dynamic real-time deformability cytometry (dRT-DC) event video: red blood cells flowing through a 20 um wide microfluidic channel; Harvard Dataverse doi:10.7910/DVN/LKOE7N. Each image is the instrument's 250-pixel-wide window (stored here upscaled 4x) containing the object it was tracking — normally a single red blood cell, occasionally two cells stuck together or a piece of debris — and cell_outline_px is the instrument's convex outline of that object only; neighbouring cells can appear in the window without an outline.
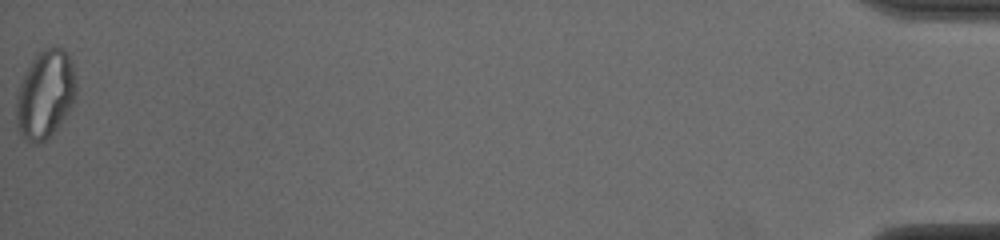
{"species": "common noctule bat (a hibernating species)", "species_latin": "Nyctalus noctula", "temperature_condition": "cold", "stored_images_in_passage": 51, "segment_of_instrument_passage": [2, 2], "camera_frame_rate_fps": 3000, "um_per_image_px": 0.085, "animal": {"sex": "male", "body_mass_g": 19.0, "forearm_length_mm": 50.8}, "frame": {"image": 1, "passage_image": 51, "time_ms": 16.667, "image_size_px": [1000, 240], "cell_outline_px": [[76, 92], [72, 104], [56, 128], [44, 140], [24, 140], [20, 136], [16, 128], [16, 96], [20, 84], [32, 60], [40, 52], [48, 48], [60, 48], [68, 56], [72, 64], [76, 84]], "centroid_in_image_um": [3.81, 8.03], "position_along_channel_um": 431.4, "area_um2": 29.88}}